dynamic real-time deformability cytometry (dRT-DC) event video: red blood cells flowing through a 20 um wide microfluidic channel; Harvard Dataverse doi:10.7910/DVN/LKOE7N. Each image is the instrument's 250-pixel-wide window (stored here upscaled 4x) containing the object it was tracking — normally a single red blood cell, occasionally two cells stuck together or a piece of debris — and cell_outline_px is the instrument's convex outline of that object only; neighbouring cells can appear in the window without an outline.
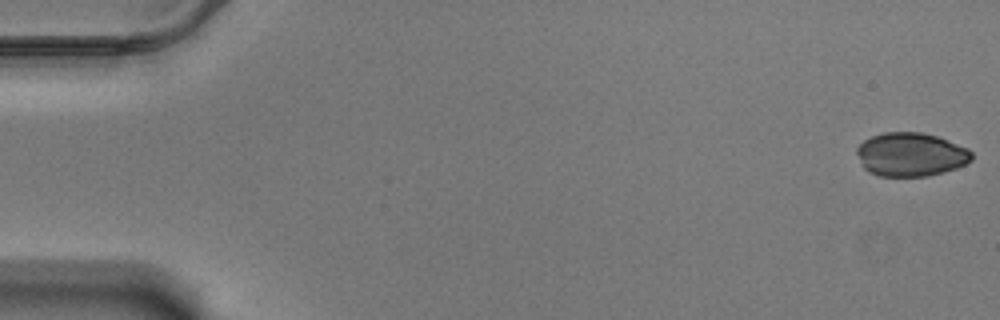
{"species": "Egyptian fruit bat (a non-hibernating species)", "species_latin": "Rousettus aegyptiacus", "temperature_condition": "warm", "stored_images_in_passage": 58, "camera_frame_rate_fps": 3000, "um_per_image_px": 0.085, "animal": {"sex": "male"}, "frame": {"image": 1, "passage_image": 1, "time_ms": 0.0, "image_size_px": [1000, 320], "cell_outline_px": [[972, 160], [956, 168], [944, 172], [928, 176], [880, 176], [868, 172], [864, 168], [856, 152], [856, 148], [864, 140], [872, 136], [884, 132], [920, 132], [936, 136], [968, 148], [972, 152]], "centroid_in_image_um": [77.41, 13.13], "position_along_channel_um": 7.6, "area_um2": 29.19}}
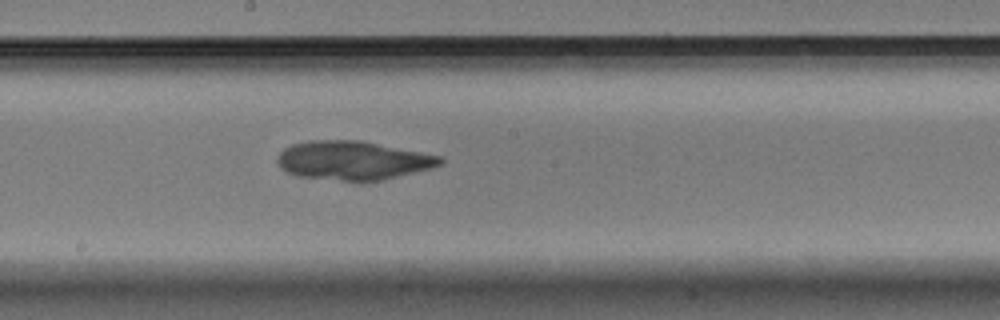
{"frame": {"image": 2, "passage_image": 32, "time_ms": 10.333, "image_size_px": [1000, 320], "cell_outline_px": [[444, 164], [432, 168], [384, 180], [360, 184], [296, 176], [280, 168], [276, 160], [280, 152], [284, 148], [292, 144], [308, 140], [360, 140], [444, 156]], "centroid_in_image_um": [30.03, 13.67], "position_along_channel_um": 218.2, "area_um2": 38.03}}
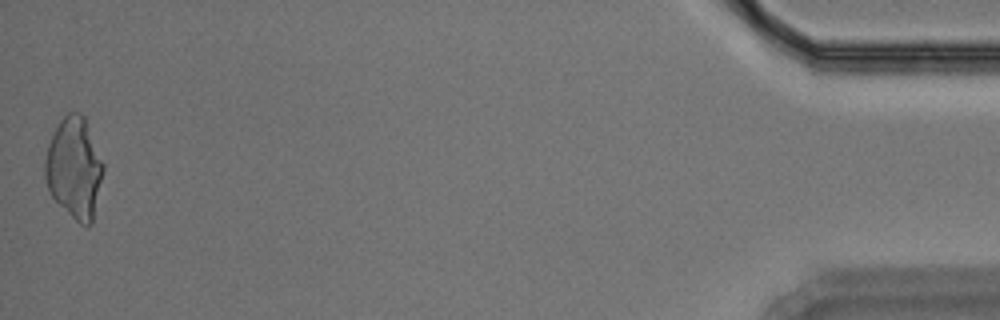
{"frame": {"image": 3, "passage_image": 58, "time_ms": 19.0, "image_size_px": [1000, 320], "cell_outline_px": [[104, 168], [92, 224], [88, 228], [80, 224], [52, 196], [48, 188], [44, 176], [44, 160], [48, 144], [60, 120], [68, 112], [80, 112], [84, 116], [104, 164]], "centroid_in_image_um": [6.32, 14.28], "position_along_channel_um": 428.9, "area_um2": 34.1}}